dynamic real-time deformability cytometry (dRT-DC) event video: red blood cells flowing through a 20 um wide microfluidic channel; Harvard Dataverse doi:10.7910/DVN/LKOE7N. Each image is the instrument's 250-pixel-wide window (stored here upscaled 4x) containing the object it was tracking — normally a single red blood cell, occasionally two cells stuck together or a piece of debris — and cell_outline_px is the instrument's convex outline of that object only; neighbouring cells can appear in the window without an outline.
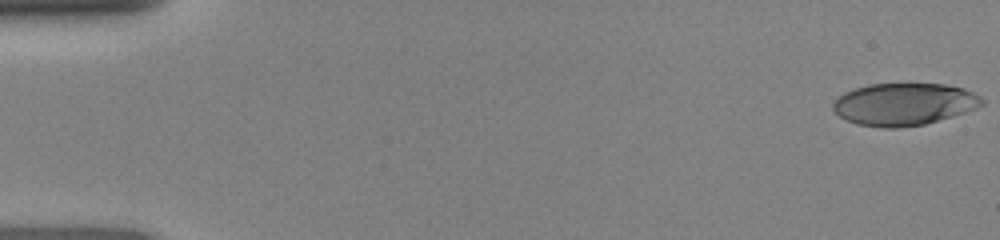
{"species": "human", "species_latin": "Homo sapiens", "temperature_condition": "room temperature", "stored_images_in_passage": 43, "camera_frame_rate_fps": 3000, "um_per_image_px": 0.085, "donor": {"sex": "female"}, "frame": {"image": 1, "passage_image": 1, "time_ms": 0.0, "image_size_px": [1000, 240], "cell_outline_px": [[984, 104], [976, 108], [952, 116], [924, 124], [900, 128], [880, 128], [856, 124], [840, 116], [832, 108], [832, 104], [844, 92], [868, 84], [944, 84], [964, 88], [980, 96], [984, 100]], "centroid_in_image_um": [76.84, 8.86], "position_along_channel_um": 8.2, "area_um2": 36.59}}
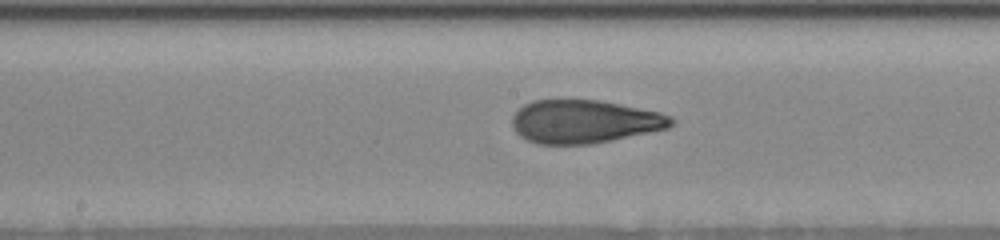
{"frame": {"image": 2, "passage_image": 25, "time_ms": 8.0, "image_size_px": [1000, 240], "cell_outline_px": [[676, 120], [668, 128], [612, 140], [592, 144], [536, 144], [520, 136], [512, 128], [512, 116], [524, 104], [532, 100], [600, 100], [660, 112], [672, 116]], "centroid_in_image_um": [49.66, 10.33], "position_along_channel_um": 198.5, "area_um2": 40.17}}
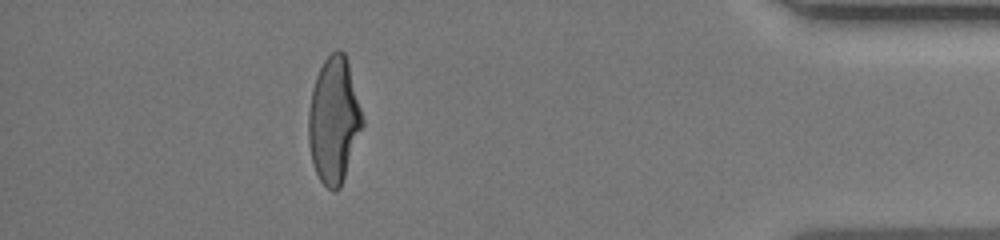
{"frame": {"image": 3, "passage_image": 43, "time_ms": 14.0, "image_size_px": [1000, 240], "cell_outline_px": [[364, 124], [340, 188], [336, 192], [332, 192], [320, 180], [312, 164], [308, 140], [308, 112], [312, 88], [316, 76], [324, 60], [336, 48], [340, 48], [344, 52], [348, 64], [364, 120]], "centroid_in_image_um": [28.36, 10.23], "position_along_channel_um": 406.8, "area_um2": 39.54}}